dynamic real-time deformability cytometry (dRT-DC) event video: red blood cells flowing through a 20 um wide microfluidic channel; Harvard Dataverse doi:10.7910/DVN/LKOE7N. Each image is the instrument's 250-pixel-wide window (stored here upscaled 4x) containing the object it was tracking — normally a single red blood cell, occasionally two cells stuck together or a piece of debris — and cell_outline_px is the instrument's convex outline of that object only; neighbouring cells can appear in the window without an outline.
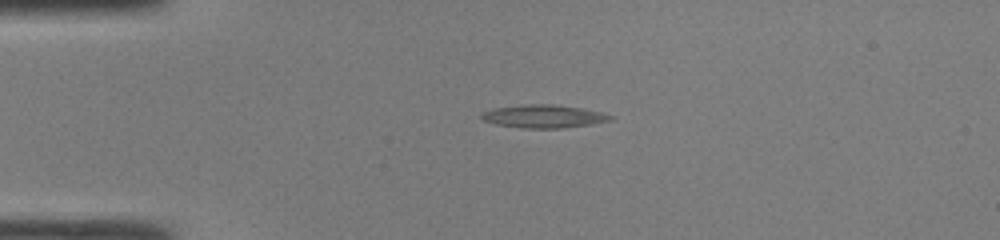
{"species": "common noctule bat (a hibernating species)", "species_latin": "Nyctalus noctula", "temperature_condition": "room temperature", "stored_images_in_passage": 37, "camera_frame_rate_fps": 3000, "um_per_image_px": 0.085, "animal": {"sex": "male", "body_mass_g": 19.0, "forearm_length_mm": 50.8}, "frame": {"image": 1, "passage_image": 1, "time_ms": 0.0, "image_size_px": [1000, 240], "cell_outline_px": [[616, 116], [612, 120], [564, 128], [520, 128], [496, 124], [480, 120], [480, 112], [492, 108], [528, 104], [552, 104], [580, 108], [604, 112]], "centroid_in_image_um": [46.18, 9.88], "position_along_channel_um": 38.8, "area_um2": 17.51}}
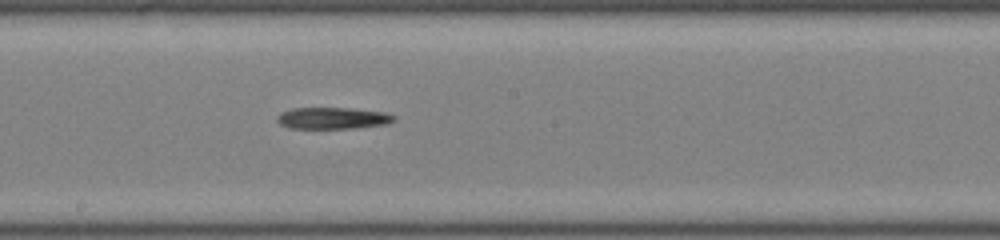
{"frame": {"image": 2, "passage_image": 16, "time_ms": 5.0, "image_size_px": [1000, 240], "cell_outline_px": [[396, 120], [388, 124], [356, 128], [288, 128], [280, 124], [276, 120], [276, 116], [280, 112], [292, 108], [352, 108], [388, 112], [396, 116]], "centroid_in_image_um": [28.31, 10.04], "position_along_channel_um": 219.9, "area_um2": 15.03}}
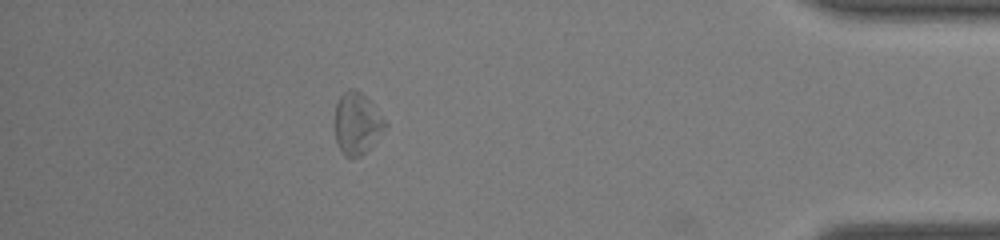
{"frame": {"image": 3, "passage_image": 32, "time_ms": 10.333, "image_size_px": [1000, 240], "cell_outline_px": [[388, 124], [372, 144], [360, 156], [344, 156], [336, 140], [336, 104], [340, 96], [348, 88], [356, 88], [368, 100]], "centroid_in_image_um": [30.33, 10.47], "position_along_channel_um": 404.9, "area_um2": 17.46}}